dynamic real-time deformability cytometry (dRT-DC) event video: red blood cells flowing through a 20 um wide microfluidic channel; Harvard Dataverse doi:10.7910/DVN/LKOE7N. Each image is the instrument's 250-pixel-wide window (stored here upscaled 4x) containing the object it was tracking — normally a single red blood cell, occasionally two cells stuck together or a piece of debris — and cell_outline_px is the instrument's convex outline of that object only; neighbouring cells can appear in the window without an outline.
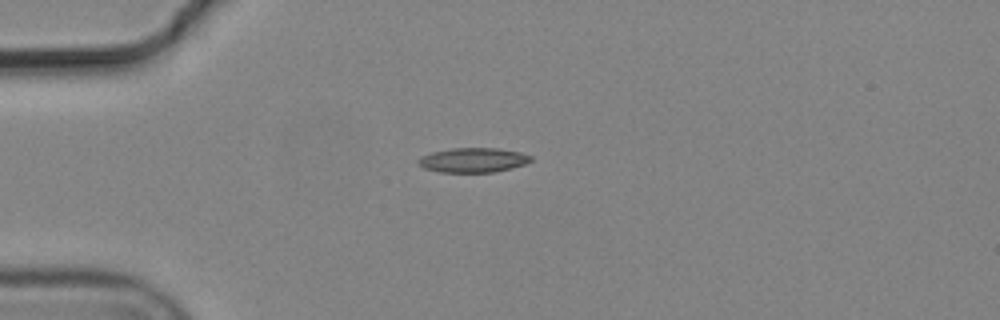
{"species": "common noctule bat (a hibernating species)", "species_latin": "Nyctalus noctula", "temperature_condition": "cold", "stored_images_in_passage": 1, "camera_frame_rate_fps": 3000, "um_per_image_px": 0.085, "animal": {"sex": "male", "body_mass_g": 19.2, "forearm_length_mm": 51.8}, "frame": {"image": 1, "passage_image": 1, "time_ms": 0.0, "image_size_px": [1000, 320], "cell_outline_px": [[532, 160], [524, 164], [512, 168], [492, 172], [440, 172], [424, 168], [416, 160], [420, 156], [432, 152], [452, 148], [496, 148], [520, 152], [532, 156]], "centroid_in_image_um": [40.2, 13.6], "position_along_channel_um": 44.8, "area_um2": 16.07}}